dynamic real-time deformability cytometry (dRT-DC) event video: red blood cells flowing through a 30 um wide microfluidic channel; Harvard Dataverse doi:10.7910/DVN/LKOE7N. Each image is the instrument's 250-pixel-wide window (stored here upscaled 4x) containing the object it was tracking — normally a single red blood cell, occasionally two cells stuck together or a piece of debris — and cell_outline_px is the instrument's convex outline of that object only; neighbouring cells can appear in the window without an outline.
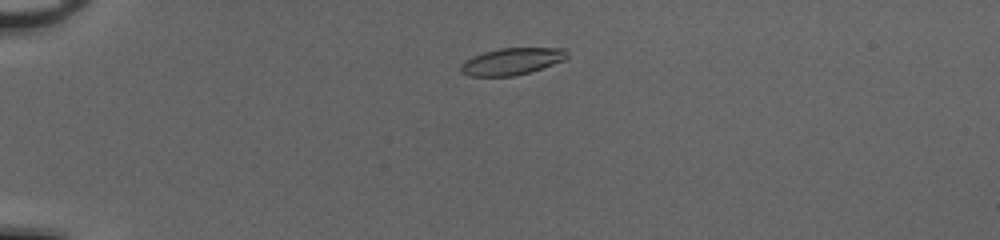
{"species": "common noctule bat (a hibernating species)", "species_latin": "Nyctalus noctula", "temperature_condition": "cold", "stored_images_in_passage": 46, "camera_frame_rate_fps": 3000, "um_per_image_px": 0.085, "animal": {"sex": "female", "body_mass_g": 20.0, "forearm_length_mm": 54.0}, "frame": {"image": 1, "passage_image": 7, "time_ms": 2.0, "image_size_px": [1000, 240], "cell_outline_px": [[568, 56], [564, 60], [528, 72], [512, 76], [468, 76], [460, 72], [460, 64], [464, 60], [472, 56], [484, 52], [500, 48], [568, 48]], "centroid_in_image_um": [43.47, 5.21], "position_along_channel_um": 41.5, "area_um2": 16.65}}
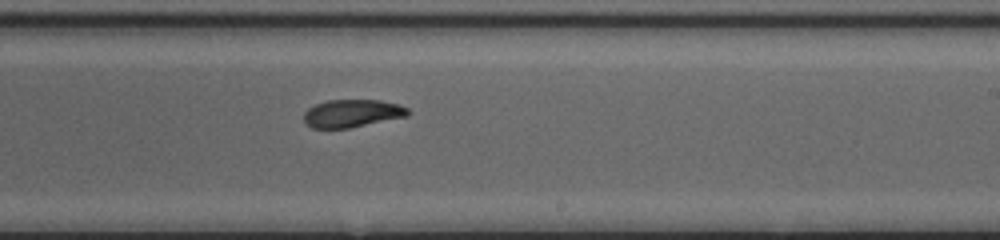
{"frame": {"image": 2, "passage_image": 27, "time_ms": 8.667, "image_size_px": [1000, 240], "cell_outline_px": [[412, 112], [408, 116], [348, 128], [312, 128], [304, 120], [304, 112], [308, 108], [316, 104], [328, 100], [380, 100], [400, 104], [408, 108]], "centroid_in_image_um": [29.97, 9.63], "position_along_channel_um": 259.0, "area_um2": 16.88}}
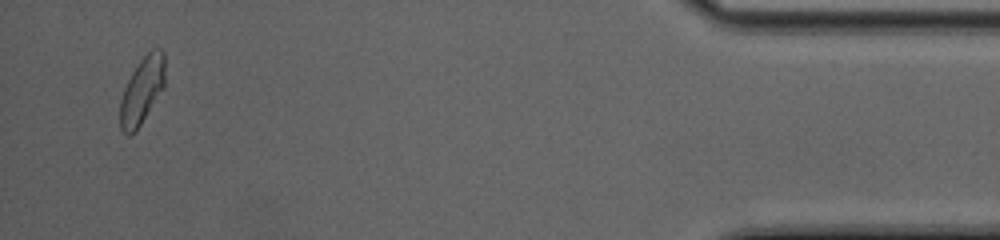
{"frame": {"image": 3, "passage_image": 44, "time_ms": 14.333, "image_size_px": [1000, 240], "cell_outline_px": [[164, 88], [140, 124], [128, 136], [120, 128], [120, 100], [124, 88], [132, 72], [140, 60], [152, 48], [160, 48], [164, 52]], "centroid_in_image_um": [12.07, 7.65], "position_along_channel_um": 423.1, "area_um2": 17.22}, "authors_computed_cell_mechanics": {"area_um2": 17.4845, "velocity_mm_per_s": 4.0451, "shape_relaxation_time_tau1_ms": 3.6602, "shape_relaxation_time_tau2_ms": 2.1801, "deformation_change_tau1": 0.1334, "deformation_change_tau2": 0.0724}}